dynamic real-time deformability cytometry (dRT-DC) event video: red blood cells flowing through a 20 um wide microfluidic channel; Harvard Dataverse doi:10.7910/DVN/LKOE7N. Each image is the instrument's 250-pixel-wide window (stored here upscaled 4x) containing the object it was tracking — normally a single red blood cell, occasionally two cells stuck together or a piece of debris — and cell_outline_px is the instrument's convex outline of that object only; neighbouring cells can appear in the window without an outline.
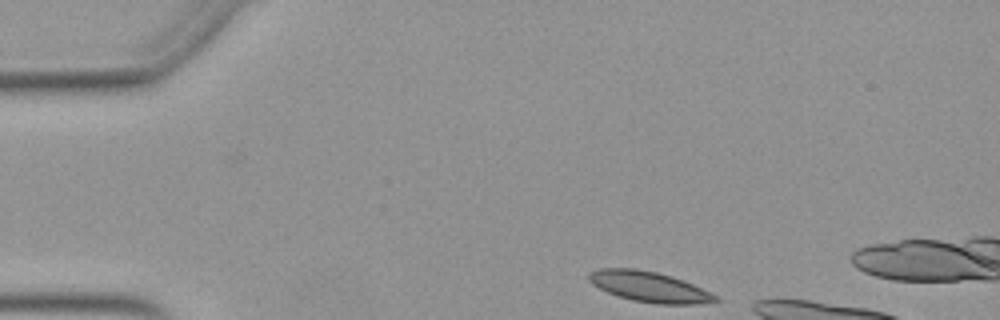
{"species": "Egyptian fruit bat (a non-hibernating species)", "species_latin": "Rousettus aegyptiacus", "temperature_condition": "warm", "stored_images_in_passage": 7, "camera_frame_rate_fps": 3000, "um_per_image_px": 0.085, "animal": {"sex": "female"}, "frame": {"image": 1, "passage_image": 1, "time_ms": 0.0, "image_size_px": [1000, 320], "cell_outline_px": [[724, 300], [700, 304], [656, 304], [632, 300], [608, 292], [592, 284], [588, 280], [588, 272], [600, 268], [636, 268], [656, 272], [672, 276], [684, 280], [720, 296]], "centroid_in_image_um": [55.25, 24.38], "position_along_channel_um": 29.8, "area_um2": 22.72}}